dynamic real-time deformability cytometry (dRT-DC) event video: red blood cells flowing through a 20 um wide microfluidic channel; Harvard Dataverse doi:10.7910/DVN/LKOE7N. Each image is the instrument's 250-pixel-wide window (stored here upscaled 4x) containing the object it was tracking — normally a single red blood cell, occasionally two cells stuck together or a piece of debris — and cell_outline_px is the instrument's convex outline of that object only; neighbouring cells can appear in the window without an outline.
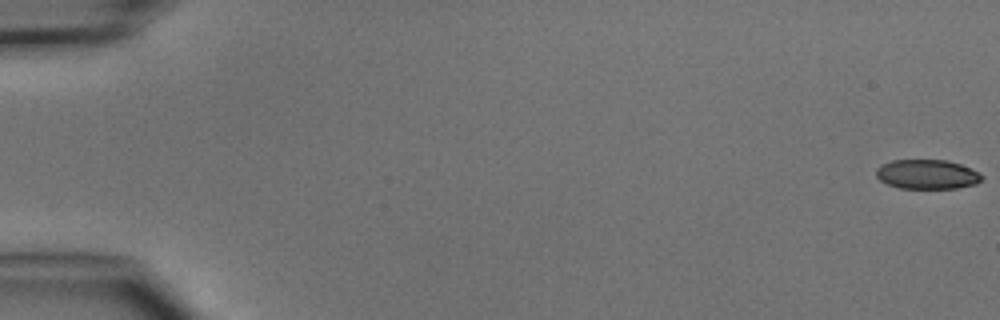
{"species": "common noctule bat (a hibernating species)", "species_latin": "Nyctalus noctula", "temperature_condition": "cold", "stored_images_in_passage": 5, "camera_frame_rate_fps": 3000, "um_per_image_px": 0.085, "animal": {"sex": "male", "body_mass_g": 15.6}, "frame": {"image": 1, "passage_image": 1, "time_ms": 0.0, "image_size_px": [1000, 320], "cell_outline_px": [[984, 176], [976, 184], [956, 188], [900, 188], [888, 184], [880, 180], [876, 176], [876, 168], [880, 164], [892, 160], [948, 160], [972, 168]], "centroid_in_image_um": [78.8, 14.81], "position_along_channel_um": 6.2, "area_um2": 18.21}}
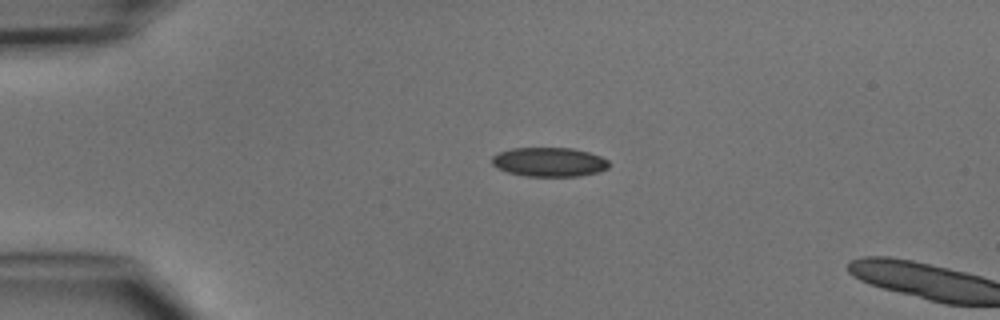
{"frame": {"image": 2, "passage_image": 4, "time_ms": 3.667, "image_size_px": [1000, 320], "cell_outline_px": [[608, 168], [600, 172], [580, 176], [524, 176], [508, 172], [496, 168], [492, 164], [492, 156], [496, 152], [512, 148], [572, 148], [588, 152], [600, 156], [608, 160]], "centroid_in_image_um": [46.65, 13.77], "position_along_channel_um": 38.3, "area_um2": 20.06}}